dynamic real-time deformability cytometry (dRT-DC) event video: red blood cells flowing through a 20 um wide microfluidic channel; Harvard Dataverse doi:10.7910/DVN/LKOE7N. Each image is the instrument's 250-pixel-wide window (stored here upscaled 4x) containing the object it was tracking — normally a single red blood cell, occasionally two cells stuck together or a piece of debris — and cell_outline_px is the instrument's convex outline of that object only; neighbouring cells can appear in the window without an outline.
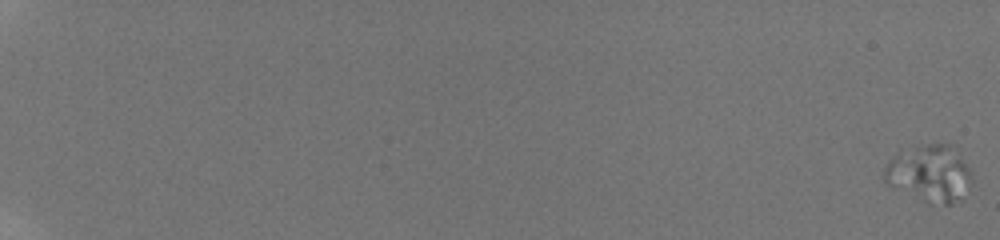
{"species": "human", "species_latin": "Homo sapiens", "temperature_condition": "room temperature", "stored_images_in_passage": 59, "camera_frame_rate_fps": 3000, "um_per_image_px": 0.085, "donor": {"sex": "male"}, "frame": {"image": 1, "passage_image": 1, "time_ms": 0.0, "image_size_px": [1000, 240], "cell_outline_px": [[972, 180], [964, 200], [952, 204], [928, 204], [892, 188], [884, 180], [884, 168], [896, 152], [928, 144], [952, 144], [968, 168], [972, 176]], "centroid_in_image_um": [79.02, 14.79], "position_along_channel_um": 6.0, "area_um2": 29.42}}
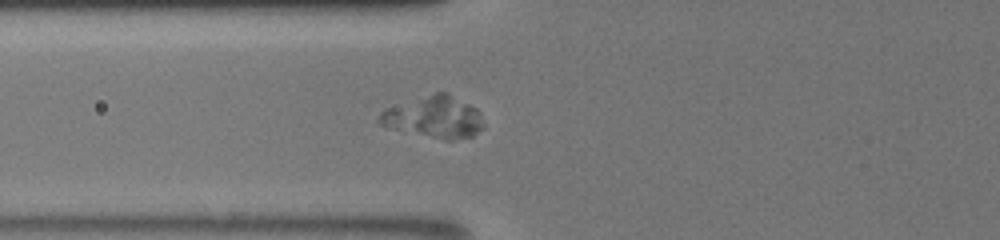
{"frame": {"image": 2, "passage_image": 28, "time_ms": 9.0, "image_size_px": [1000, 240], "cell_outline_px": [[484, 128], [472, 136], [448, 140], [392, 128], [380, 124], [376, 120], [380, 112], [384, 108], [436, 92], [448, 92], [476, 108], [480, 112]], "centroid_in_image_um": [36.9, 9.93], "position_along_channel_um": 88.9, "area_um2": 25.09}}
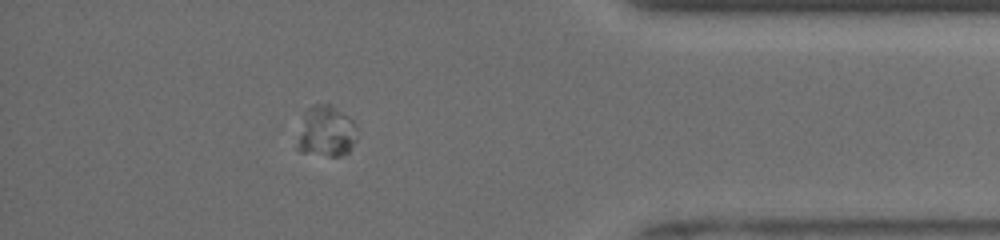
{"frame": {"image": 3, "passage_image": 54, "time_ms": 17.667, "image_size_px": [1000, 240], "cell_outline_px": [[356, 140], [348, 152], [340, 156], [328, 156], [300, 152], [296, 148], [304, 116], [308, 108], [316, 104], [328, 104], [352, 120], [356, 124]], "centroid_in_image_um": [27.73, 11.21], "position_along_channel_um": 407.5, "area_um2": 17.4}}